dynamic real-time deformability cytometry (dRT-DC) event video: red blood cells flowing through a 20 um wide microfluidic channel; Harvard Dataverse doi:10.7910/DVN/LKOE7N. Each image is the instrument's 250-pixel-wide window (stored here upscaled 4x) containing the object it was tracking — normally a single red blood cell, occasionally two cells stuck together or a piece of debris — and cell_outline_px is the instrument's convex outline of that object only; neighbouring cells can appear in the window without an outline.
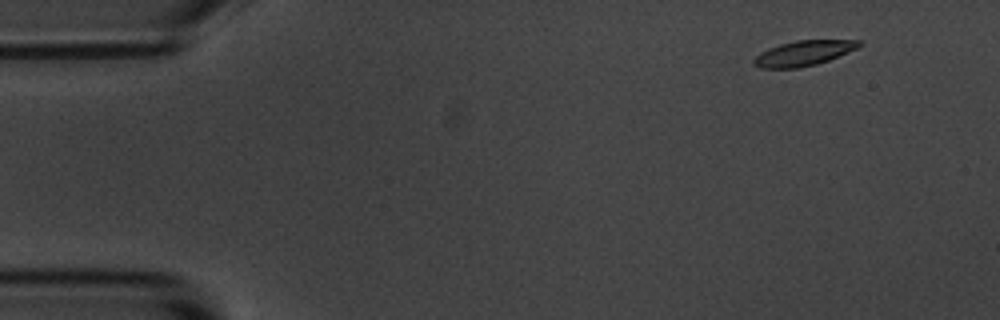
{"species": "common noctule bat (a hibernating species)", "species_latin": "Nyctalus noctula", "temperature_condition": "room temperature", "stored_images_in_passage": 5, "camera_frame_rate_fps": 3000, "um_per_image_px": 0.085, "animal": {"sex": "male", "body_mass_g": 20.1, "forearm_length_mm": 53.5}, "frame": {"image": 1, "passage_image": 2, "time_ms": 1.0, "image_size_px": [1000, 320], "cell_outline_px": [[864, 44], [848, 52], [828, 60], [816, 64], [800, 68], [760, 68], [752, 64], [752, 60], [760, 52], [768, 48], [780, 44], [796, 40], [860, 40]], "centroid_in_image_um": [68.27, 4.52], "position_along_channel_um": 16.7, "area_um2": 15.43}}
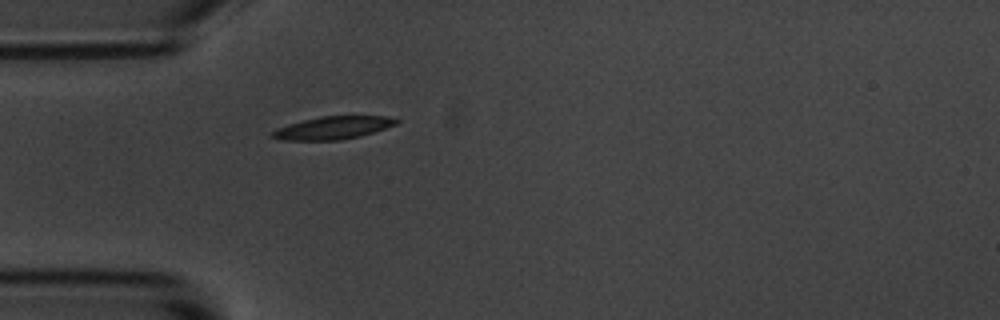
{"frame": {"image": 2, "passage_image": 5, "time_ms": 4.667, "image_size_px": [1000, 320], "cell_outline_px": [[400, 120], [396, 124], [360, 136], [340, 140], [280, 140], [268, 136], [276, 128], [288, 124], [320, 116], [388, 116]], "centroid_in_image_um": [28.25, 10.86], "position_along_channel_um": 56.7, "area_um2": 16.42}}